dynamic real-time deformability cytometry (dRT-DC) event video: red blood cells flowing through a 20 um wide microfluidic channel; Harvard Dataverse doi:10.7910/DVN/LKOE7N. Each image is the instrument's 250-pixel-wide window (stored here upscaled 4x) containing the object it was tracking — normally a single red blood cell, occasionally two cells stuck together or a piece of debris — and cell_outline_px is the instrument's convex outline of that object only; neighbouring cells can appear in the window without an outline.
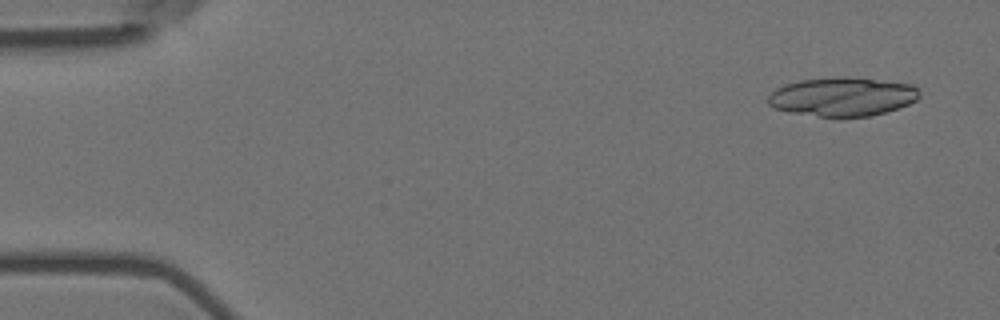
{"species": "Egyptian fruit bat (a non-hibernating species)", "species_latin": "Rousettus aegyptiacus", "temperature_condition": "room temperature", "stored_images_in_passage": 18, "camera_frame_rate_fps": 3000, "um_per_image_px": 0.085, "animal": {"sex": "female"}, "frame": {"image": 1, "passage_image": 1, "time_ms": 0.0, "image_size_px": [1000, 320], "cell_outline_px": [[920, 96], [916, 100], [908, 104], [872, 116], [820, 116], [788, 112], [776, 108], [768, 104], [768, 96], [776, 88], [784, 84], [800, 80], [844, 76], [912, 84], [920, 88]], "centroid_in_image_um": [71.61, 8.21], "position_along_channel_um": 13.4, "area_um2": 34.1}}